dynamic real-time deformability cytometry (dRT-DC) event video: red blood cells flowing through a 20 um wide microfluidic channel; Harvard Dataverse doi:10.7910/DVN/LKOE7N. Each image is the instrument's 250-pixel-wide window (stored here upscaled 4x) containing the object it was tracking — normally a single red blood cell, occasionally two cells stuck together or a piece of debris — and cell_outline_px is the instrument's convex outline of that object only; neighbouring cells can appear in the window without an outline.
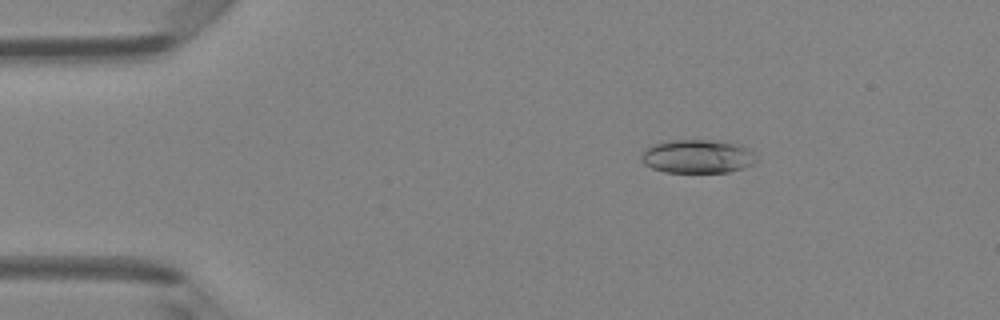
{"species": "Egyptian fruit bat (a non-hibernating species)", "species_latin": "Rousettus aegyptiacus", "temperature_condition": "room temperature", "stored_images_in_passage": 48, "camera_frame_rate_fps": 3000, "um_per_image_px": 0.085, "animal": {"sex": "female"}, "frame": {"image": 1, "passage_image": 8, "time_ms": 2.333, "image_size_px": [1000, 320], "cell_outline_px": [[756, 160], [752, 164], [744, 168], [728, 172], [664, 172], [652, 168], [644, 164], [640, 160], [640, 156], [644, 148], [652, 144], [668, 140], [728, 140], [752, 148]], "centroid_in_image_um": [59.29, 13.27], "position_along_channel_um": 25.7, "area_um2": 23.12}}
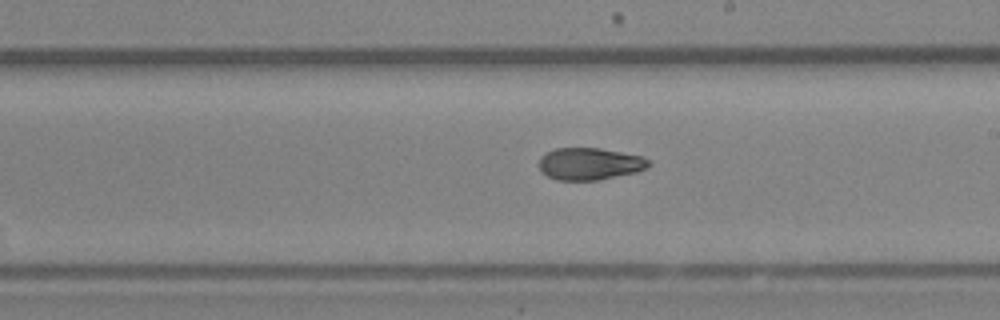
{"frame": {"image": 2, "passage_image": 28, "time_ms": 9.0, "image_size_px": [1000, 320], "cell_outline_px": [[652, 164], [648, 168], [636, 172], [596, 180], [556, 180], [540, 172], [540, 156], [556, 148], [600, 148], [640, 156], [652, 160]], "centroid_in_image_um": [50.14, 13.92], "position_along_channel_um": 238.9, "area_um2": 20.52}}
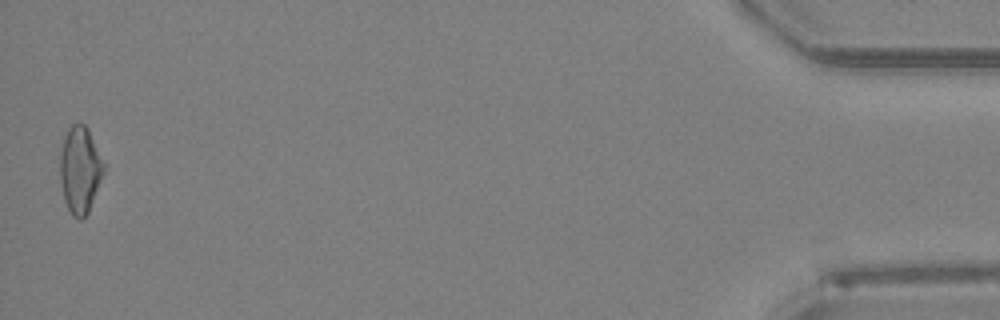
{"frame": {"image": 3, "passage_image": 48, "time_ms": 15.667, "image_size_px": [1000, 320], "cell_outline_px": [[104, 172], [88, 212], [80, 220], [72, 216], [64, 200], [60, 180], [60, 152], [64, 136], [68, 128], [72, 124], [84, 124], [88, 128], [104, 160]], "centroid_in_image_um": [6.8, 14.41], "position_along_channel_um": 428.4, "area_um2": 22.14}, "authors_computed_cell_mechanics": {"area_um2": 21.3282, "velocity_mm_per_s": 4.2075, "shape_relaxation_time_tau1_ms": null, "shape_relaxation_time_tau2_ms": 4.0812, "deformation_change_tau1": null, "deformation_change_tau2": 0.1055}}